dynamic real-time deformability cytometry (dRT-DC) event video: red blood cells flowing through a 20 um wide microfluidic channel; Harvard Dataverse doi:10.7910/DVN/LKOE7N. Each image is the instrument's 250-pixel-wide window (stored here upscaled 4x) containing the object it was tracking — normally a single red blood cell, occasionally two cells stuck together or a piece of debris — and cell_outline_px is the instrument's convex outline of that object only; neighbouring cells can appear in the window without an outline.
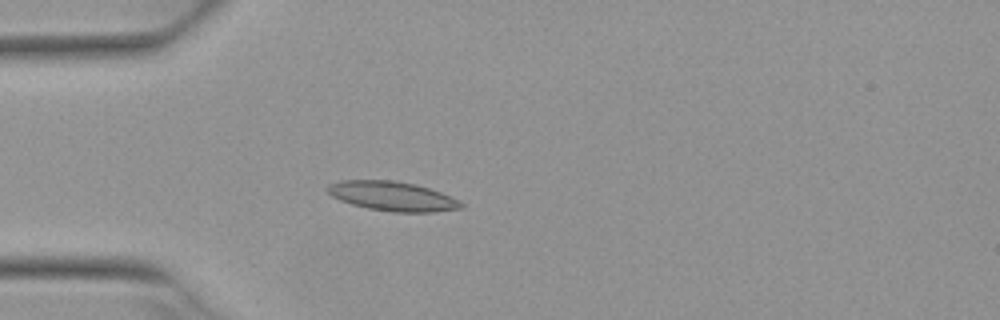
{"species": "Egyptian fruit bat (a non-hibernating species)", "species_latin": "Rousettus aegyptiacus", "temperature_condition": "warm", "stored_images_in_passage": 4, "camera_frame_rate_fps": 3000, "um_per_image_px": 0.085, "animal": {"sex": "female"}, "frame": {"image": 1, "passage_image": 4, "time_ms": 1.0, "image_size_px": [1000, 320], "cell_outline_px": [[464, 208], [436, 212], [392, 212], [368, 208], [352, 204], [340, 200], [332, 196], [324, 188], [328, 184], [340, 180], [392, 180], [416, 184], [440, 192], [460, 200], [464, 204]], "centroid_in_image_um": [33.36, 16.67], "position_along_channel_um": 51.6, "area_um2": 23.06}}